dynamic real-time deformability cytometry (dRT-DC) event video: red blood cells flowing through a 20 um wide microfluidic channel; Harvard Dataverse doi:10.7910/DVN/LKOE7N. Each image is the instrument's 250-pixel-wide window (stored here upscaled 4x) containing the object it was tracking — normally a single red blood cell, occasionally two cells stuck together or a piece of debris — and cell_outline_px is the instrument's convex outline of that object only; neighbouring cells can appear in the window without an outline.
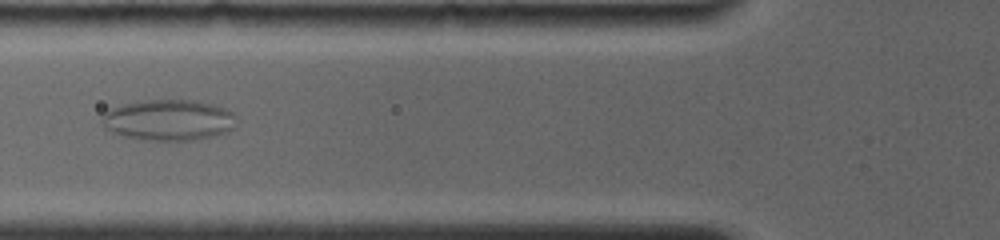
{"species": "common noctule bat (a hibernating species)", "species_latin": "Nyctalus noctula", "temperature_condition": "room temperature", "stored_images_in_passage": 22, "camera_frame_rate_fps": 4000, "um_per_image_px": 0.085, "animal": {"sex": "female", "body_mass_g": 19.0, "forearm_length_mm": 56.7}, "frame": {"image": 1, "passage_image": 3, "time_ms": 2.5, "image_size_px": [1000, 240], "cell_outline_px": [[236, 116], [232, 128], [228, 132], [212, 136], [192, 140], [148, 140], [124, 136], [112, 132], [104, 128], [100, 120], [100, 116], [104, 112], [120, 104], [148, 100], [192, 100], [212, 104], [224, 108], [232, 112]], "centroid_in_image_um": [14.28, 10.2], "position_along_channel_um": 111.5, "area_um2": 32.08}}
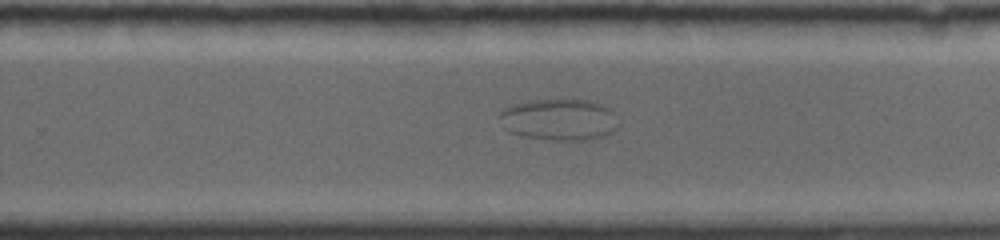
{"frame": {"image": 2, "passage_image": 9, "time_ms": 7.5, "image_size_px": [1000, 240], "cell_outline_px": [[620, 124], [612, 132], [604, 136], [588, 140], [556, 140], [520, 136], [508, 132], [504, 128], [500, 116], [500, 112], [504, 108], [512, 104], [528, 100], [588, 100], [612, 108]], "centroid_in_image_um": [47.55, 10.17], "position_along_channel_um": 282.3, "area_um2": 29.07}}
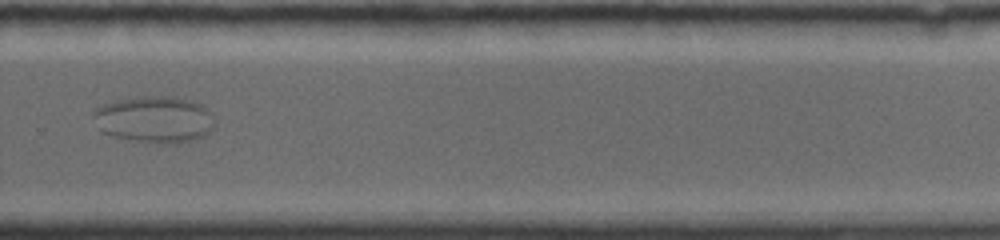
{"frame": {"image": 3, "passage_image": 11, "time_ms": 8.5, "image_size_px": [1000, 240], "cell_outline_px": [[216, 128], [204, 136], [192, 140], [164, 144], [160, 144], [112, 136], [104, 132], [100, 128], [92, 116], [92, 112], [96, 108], [104, 104], [136, 96], [164, 96], [188, 100], [200, 104], [212, 112], [216, 124]], "centroid_in_image_um": [13.18, 10.15], "position_along_channel_um": 316.6, "area_um2": 32.95}}